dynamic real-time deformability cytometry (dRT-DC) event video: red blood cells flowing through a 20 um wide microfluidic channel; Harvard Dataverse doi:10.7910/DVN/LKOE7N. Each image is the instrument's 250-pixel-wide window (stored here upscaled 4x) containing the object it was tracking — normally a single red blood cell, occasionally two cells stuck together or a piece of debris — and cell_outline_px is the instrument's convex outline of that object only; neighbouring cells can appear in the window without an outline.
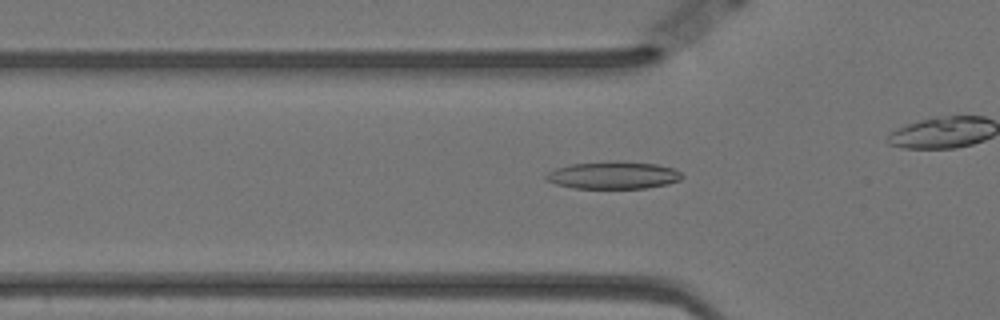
{"species": "Egyptian fruit bat (a non-hibernating species)", "species_latin": "Rousettus aegyptiacus", "temperature_condition": "warm", "stored_images_in_passage": 44, "camera_frame_rate_fps": 3000, "um_per_image_px": 0.085, "animal": {"sex": "female"}, "frame": {"image": 1, "passage_image": 18, "time_ms": 5.667, "image_size_px": [1000, 320], "cell_outline_px": [[684, 176], [680, 180], [668, 184], [648, 188], [572, 188], [556, 184], [544, 180], [544, 176], [548, 172], [556, 168], [572, 164], [616, 160], [624, 160], [656, 164], [672, 168], [680, 172]], "centroid_in_image_um": [52.13, 14.88], "position_along_channel_um": 73.7, "area_um2": 22.02}}
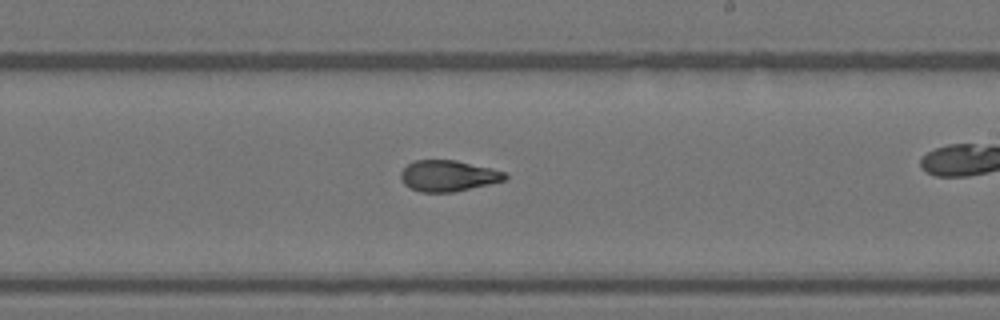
{"frame": {"image": 2, "passage_image": 33, "time_ms": 10.667, "image_size_px": [1000, 320], "cell_outline_px": [[508, 176], [504, 180], [488, 184], [452, 192], [420, 192], [408, 188], [400, 180], [400, 172], [408, 164], [416, 160], [456, 160], [492, 168], [504, 172]], "centroid_in_image_um": [38.05, 14.94], "position_along_channel_um": 251.0, "area_um2": 18.84}}
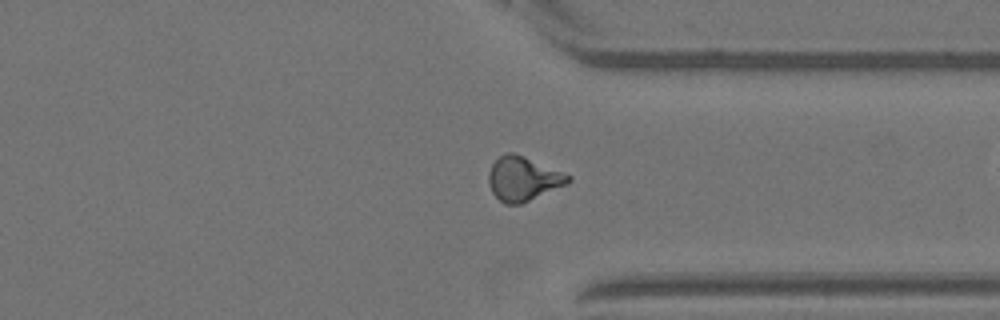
{"frame": {"image": 3, "passage_image": 43, "time_ms": 14.0, "image_size_px": [1000, 320], "cell_outline_px": [[572, 180], [568, 184], [520, 204], [504, 204], [492, 192], [488, 184], [488, 172], [492, 164], [500, 156], [508, 152], [512, 152], [524, 156], [564, 172], [572, 176]], "centroid_in_image_um": [44.48, 15.19], "position_along_channel_um": 366.9, "area_um2": 20.52}}